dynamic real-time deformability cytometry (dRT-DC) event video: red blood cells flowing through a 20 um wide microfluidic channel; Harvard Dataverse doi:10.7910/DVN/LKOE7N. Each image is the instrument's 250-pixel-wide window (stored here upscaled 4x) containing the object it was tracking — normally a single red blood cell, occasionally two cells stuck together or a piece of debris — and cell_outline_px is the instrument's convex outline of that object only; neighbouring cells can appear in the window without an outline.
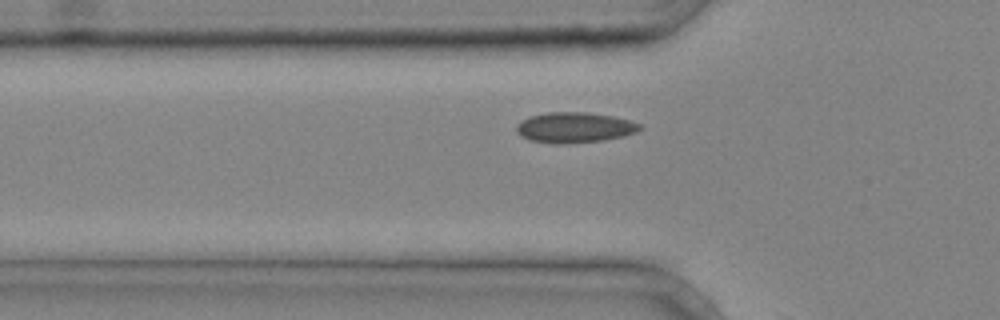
{"species": "common noctule bat (a hibernating species)", "species_latin": "Nyctalus noctula", "temperature_condition": "cold", "stored_images_in_passage": 8, "camera_frame_rate_fps": 3000, "um_per_image_px": 0.085, "animal": {"sex": "male", "body_mass_g": 20.4}, "frame": {"image": 1, "passage_image": 7, "time_ms": 2.0, "image_size_px": [1000, 320], "cell_outline_px": [[644, 128], [636, 132], [624, 136], [604, 140], [564, 144], [556, 144], [528, 140], [520, 136], [516, 132], [516, 124], [528, 116], [548, 112], [584, 112], [612, 116], [628, 120], [640, 124]], "centroid_in_image_um": [48.8, 10.84], "position_along_channel_um": 77.0, "area_um2": 22.08}}